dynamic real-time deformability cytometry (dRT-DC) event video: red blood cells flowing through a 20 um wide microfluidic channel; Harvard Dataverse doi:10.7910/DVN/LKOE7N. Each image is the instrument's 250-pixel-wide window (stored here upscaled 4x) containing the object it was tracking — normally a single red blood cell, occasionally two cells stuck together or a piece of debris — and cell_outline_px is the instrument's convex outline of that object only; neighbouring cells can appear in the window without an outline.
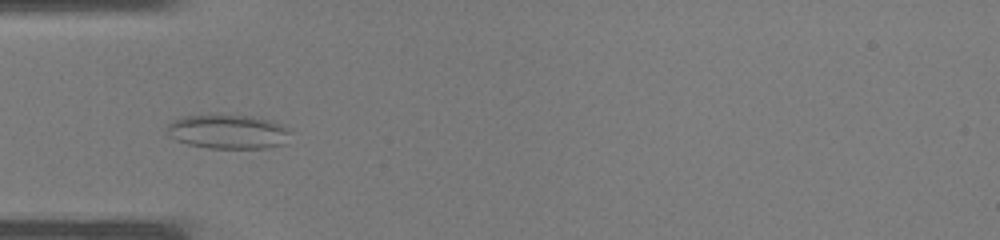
{"species": "common noctule bat (a hibernating species)", "species_latin": "Nyctalus noctula", "temperature_condition": "warm", "stored_images_in_passage": 29, "camera_frame_rate_fps": 3000, "um_per_image_px": 0.085, "animal": {"sex": "male", "body_mass_g": 19.0, "forearm_length_mm": 50.8}, "frame": {"image": 1, "passage_image": 4, "time_ms": 1.0, "image_size_px": [1000, 240], "cell_outline_px": [[288, 144], [268, 148], [208, 148], [188, 144], [176, 140], [168, 136], [168, 124], [172, 120], [184, 116], [252, 116], [268, 120], [280, 124], [288, 128]], "centroid_in_image_um": [19.4, 11.22], "position_along_channel_um": 65.6, "area_um2": 24.39}}
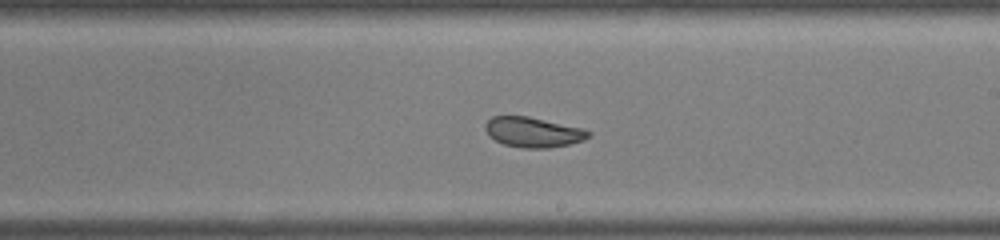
{"frame": {"image": 2, "passage_image": 14, "time_ms": 4.333, "image_size_px": [1000, 240], "cell_outline_px": [[592, 136], [584, 140], [568, 144], [548, 148], [524, 148], [504, 144], [488, 136], [484, 128], [484, 124], [492, 116], [528, 116], [584, 128], [592, 132]], "centroid_in_image_um": [45.33, 11.23], "position_along_channel_um": 243.7, "area_um2": 18.26}}
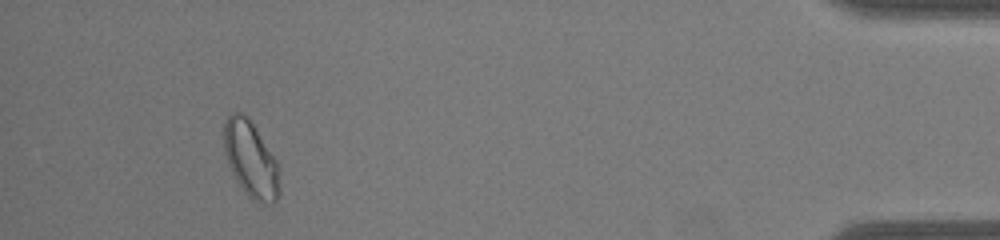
{"frame": {"image": 3, "passage_image": 27, "time_ms": 8.667, "image_size_px": [1000, 240], "cell_outline_px": [[280, 192], [276, 200], [272, 204], [256, 200], [248, 196], [236, 180], [228, 164], [224, 152], [224, 124], [228, 116], [232, 112], [240, 112], [248, 116], [276, 160], [280, 168]], "centroid_in_image_um": [21.33, 13.53], "position_along_channel_um": 413.9, "area_um2": 24.62}}